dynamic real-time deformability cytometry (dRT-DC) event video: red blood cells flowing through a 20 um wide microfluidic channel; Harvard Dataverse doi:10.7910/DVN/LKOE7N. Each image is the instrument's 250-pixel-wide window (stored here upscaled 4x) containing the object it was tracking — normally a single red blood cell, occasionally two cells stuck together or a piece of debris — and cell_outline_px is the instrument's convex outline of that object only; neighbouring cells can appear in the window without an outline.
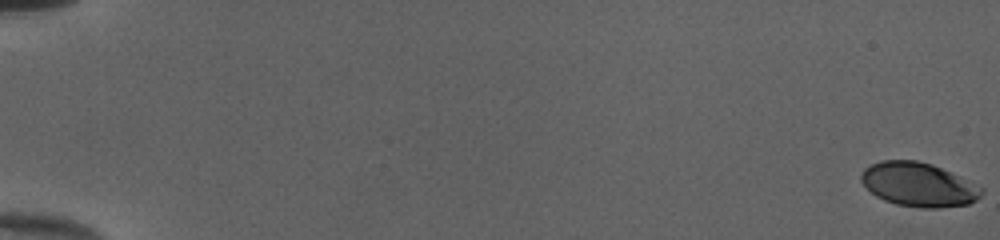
{"species": "human", "species_latin": "Homo sapiens", "temperature_condition": "cold", "stored_images_in_passage": 53, "camera_frame_rate_fps": 3000, "um_per_image_px": 0.085, "donor": {"sex": "female"}, "frame": {"image": 1, "passage_image": 1, "time_ms": 0.0, "image_size_px": [1000, 240], "cell_outline_px": [[984, 192], [976, 200], [968, 204], [936, 208], [924, 208], [896, 204], [884, 200], [876, 196], [860, 180], [860, 176], [864, 168], [880, 160], [916, 160], [932, 164], [984, 188]], "centroid_in_image_um": [78.06, 15.69], "position_along_channel_um": 6.9, "area_um2": 30.63}}
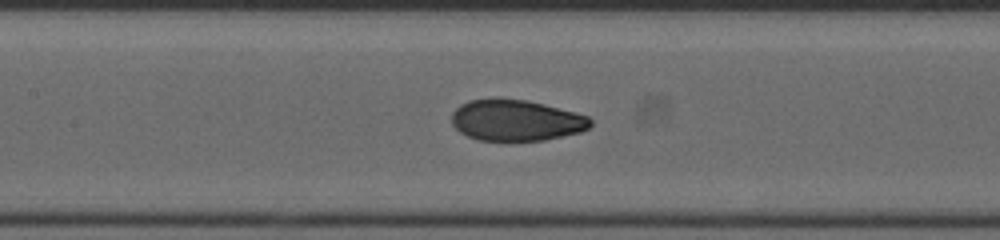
{"frame": {"image": 2, "passage_image": 28, "time_ms": 9.0, "image_size_px": [1000, 240], "cell_outline_px": [[592, 124], [588, 128], [580, 132], [544, 140], [480, 140], [468, 136], [460, 132], [452, 124], [452, 112], [460, 104], [468, 100], [496, 96], [500, 96], [528, 100], [576, 112], [588, 116], [592, 120]], "centroid_in_image_um": [43.84, 10.18], "position_along_channel_um": 163.6, "area_um2": 33.76}}
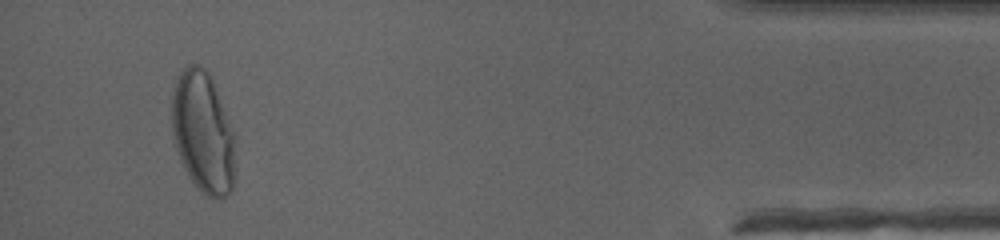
{"frame": {"image": 3, "passage_image": 51, "time_ms": 16.667, "image_size_px": [1000, 240], "cell_outline_px": [[236, 136], [232, 188], [220, 200], [216, 200], [208, 196], [188, 176], [180, 160], [172, 136], [172, 88], [176, 76], [188, 64], [200, 64], [208, 72]], "centroid_in_image_um": [17.24, 11.22], "position_along_channel_um": 418.0, "area_um2": 44.91}, "authors_computed_cell_mechanics": {"area_um2": 33.6974, "velocity_mm_per_s": 4.044, "shape_relaxation_time_tau1_ms": 4.7406, "shape_relaxation_time_tau2_ms": 0.7233, "deformation_change_tau1": 0.204, "deformation_change_tau2": 0.0501}}